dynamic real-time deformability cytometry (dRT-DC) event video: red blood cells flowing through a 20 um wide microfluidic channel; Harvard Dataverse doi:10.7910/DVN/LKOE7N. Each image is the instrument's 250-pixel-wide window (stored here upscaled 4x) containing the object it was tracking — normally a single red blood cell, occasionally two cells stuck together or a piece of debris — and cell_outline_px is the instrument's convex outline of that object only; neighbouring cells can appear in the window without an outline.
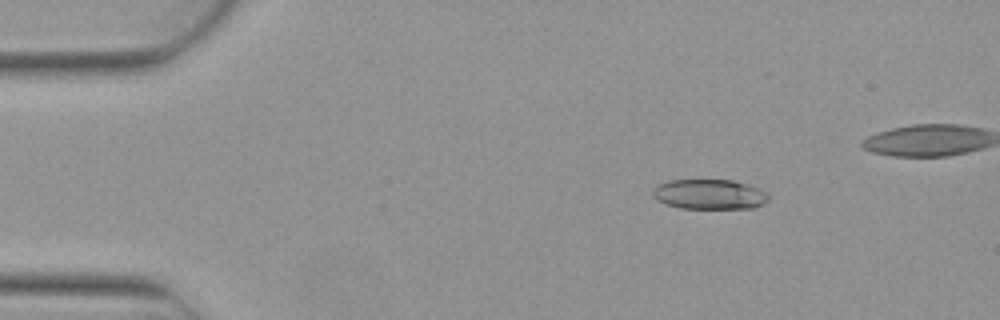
{"species": "Egyptian fruit bat (a non-hibernating species)", "species_latin": "Rousettus aegyptiacus", "temperature_condition": "warm", "stored_images_in_passage": 3, "camera_frame_rate_fps": 3000, "um_per_image_px": 0.085, "animal": {"sex": "female"}, "frame": {"image": 1, "passage_image": 1, "time_ms": 0.0, "image_size_px": [1000, 320], "cell_outline_px": [[768, 200], [764, 204], [752, 208], [680, 208], [656, 200], [652, 196], [652, 188], [668, 180], [732, 180], [756, 188], [764, 192], [768, 196]], "centroid_in_image_um": [60.25, 16.52], "position_along_channel_um": 24.8, "area_um2": 20.0}}